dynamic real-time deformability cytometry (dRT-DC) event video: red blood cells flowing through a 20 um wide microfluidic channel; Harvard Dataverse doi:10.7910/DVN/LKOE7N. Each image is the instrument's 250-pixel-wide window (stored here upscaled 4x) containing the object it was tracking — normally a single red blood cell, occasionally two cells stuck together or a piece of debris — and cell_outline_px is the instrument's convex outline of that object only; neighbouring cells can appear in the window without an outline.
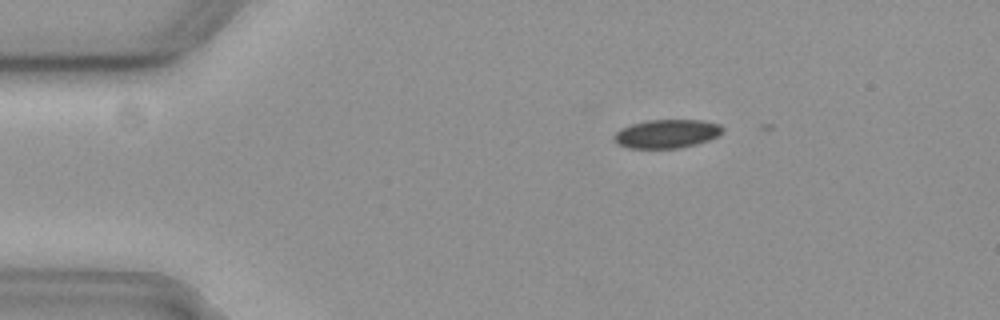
{"species": "common noctule bat (a hibernating species)", "species_latin": "Nyctalus noctula", "temperature_condition": "cold", "stored_images_in_passage": 3, "camera_frame_rate_fps": 3000, "um_per_image_px": 0.085, "animal": {"sex": "female", "body_mass_g": 19.3, "forearm_length_mm": 54.1}, "frame": {"image": 1, "passage_image": 1, "time_ms": 0.0, "image_size_px": [1000, 320], "cell_outline_px": [[724, 128], [716, 136], [708, 140], [696, 144], [680, 148], [628, 148], [612, 140], [616, 132], [620, 128], [632, 124], [648, 120], [704, 120], [720, 124]], "centroid_in_image_um": [56.66, 11.36], "position_along_channel_um": 28.3, "area_um2": 18.03}}